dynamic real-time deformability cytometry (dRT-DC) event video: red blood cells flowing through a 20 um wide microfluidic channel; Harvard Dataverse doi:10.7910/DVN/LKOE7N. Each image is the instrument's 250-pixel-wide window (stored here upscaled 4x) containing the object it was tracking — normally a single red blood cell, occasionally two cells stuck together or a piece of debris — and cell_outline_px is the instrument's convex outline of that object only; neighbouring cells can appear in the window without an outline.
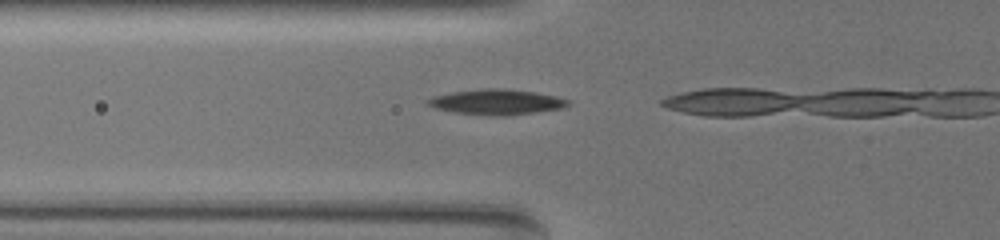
{"species": "common noctule bat (a hibernating species)", "species_latin": "Nyctalus noctula", "temperature_condition": "warm", "stored_images_in_passage": 7, "camera_frame_rate_fps": 3000, "um_per_image_px": 0.085, "animal": {"sex": "female", "body_mass_g": 19.5, "forearm_length_mm": 54.1}, "frame": {"image": 1, "passage_image": 3, "time_ms": 0.667, "image_size_px": [1000, 240], "cell_outline_px": [[568, 104], [560, 108], [504, 116], [492, 116], [456, 112], [436, 108], [428, 104], [424, 100], [436, 96], [452, 92], [492, 88], [504, 88], [536, 92], [556, 96], [568, 100]], "centroid_in_image_um": [42.19, 8.66], "position_along_channel_um": 83.6, "area_um2": 20.23}}
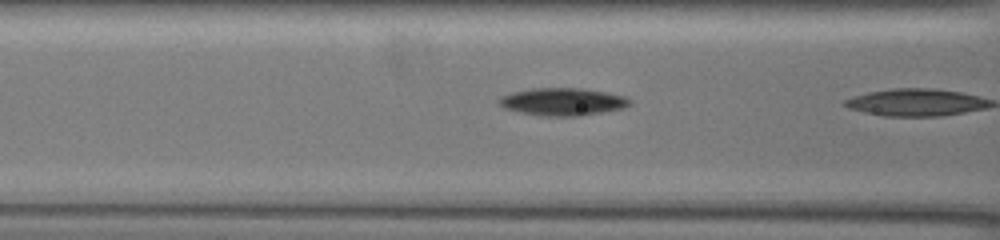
{"frame": {"image": 2, "passage_image": 6, "time_ms": 1.667, "image_size_px": [1000, 240], "cell_outline_px": [[628, 104], [624, 108], [580, 116], [540, 116], [504, 108], [496, 100], [500, 96], [512, 92], [532, 88], [576, 88], [604, 92], [624, 96], [628, 100]], "centroid_in_image_um": [47.75, 8.65], "position_along_channel_um": 118.8, "area_um2": 20.75}}